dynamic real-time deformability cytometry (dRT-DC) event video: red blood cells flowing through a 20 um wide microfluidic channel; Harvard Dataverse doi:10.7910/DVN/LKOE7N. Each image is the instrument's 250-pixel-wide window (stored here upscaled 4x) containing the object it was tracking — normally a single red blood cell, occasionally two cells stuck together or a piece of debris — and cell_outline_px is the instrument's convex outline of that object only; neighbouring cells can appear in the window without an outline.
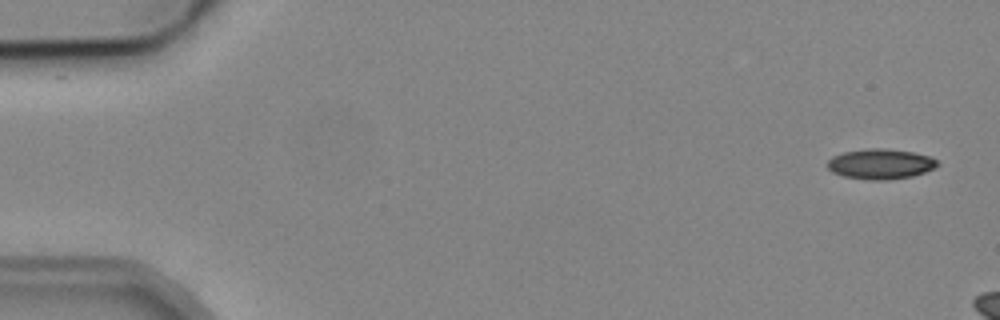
{"species": "common noctule bat (a hibernating species)", "species_latin": "Nyctalus noctula", "temperature_condition": "cold", "stored_images_in_passage": 3, "camera_frame_rate_fps": 3000, "um_per_image_px": 0.085, "animal": {"sex": "male", "body_mass_g": 19.2, "forearm_length_mm": 51.8}, "frame": {"image": 1, "passage_image": 1, "time_ms": 0.0, "image_size_px": [1000, 320], "cell_outline_px": [[940, 164], [936, 168], [912, 176], [888, 180], [868, 180], [844, 176], [832, 172], [828, 168], [828, 160], [832, 156], [844, 152], [868, 148], [884, 148], [912, 152], [932, 156]], "centroid_in_image_um": [74.87, 13.94], "position_along_channel_um": 10.1, "area_um2": 19.48}}